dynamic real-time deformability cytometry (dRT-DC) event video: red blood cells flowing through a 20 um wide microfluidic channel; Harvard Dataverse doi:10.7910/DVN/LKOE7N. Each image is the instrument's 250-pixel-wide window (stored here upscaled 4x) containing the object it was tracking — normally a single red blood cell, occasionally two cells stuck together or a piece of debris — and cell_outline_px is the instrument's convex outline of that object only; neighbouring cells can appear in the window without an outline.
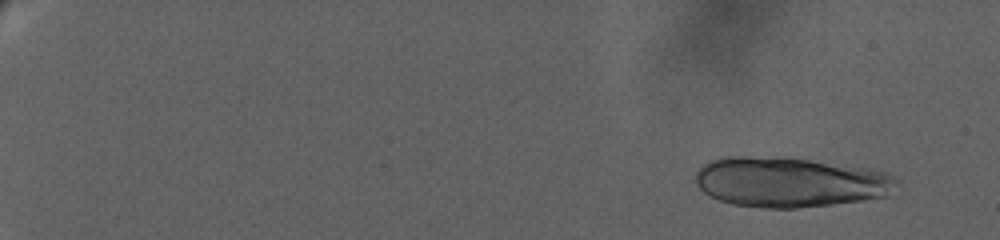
{"species": "human", "species_latin": "Homo sapiens", "temperature_condition": "warm", "stored_images_in_passage": 35, "camera_frame_rate_fps": 3000, "um_per_image_px": 0.085, "donor": {"sex": "female"}, "frame": {"image": 1, "passage_image": 3, "time_ms": 1.333, "image_size_px": [1000, 240], "cell_outline_px": [[900, 180], [888, 196], [832, 204], [796, 208], [764, 208], [732, 204], [720, 200], [704, 192], [696, 184], [696, 172], [704, 164], [712, 160], [724, 156], [784, 156], [864, 168], [884, 172]], "centroid_in_image_um": [67.11, 15.47], "position_along_channel_um": 17.9, "area_um2": 58.61}}
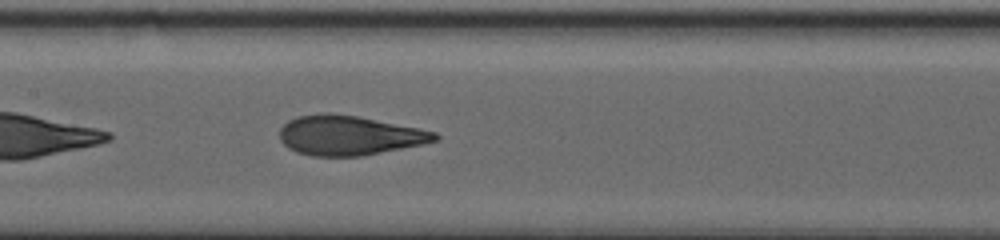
{"frame": {"image": 2, "passage_image": 20, "time_ms": 13.333, "image_size_px": [1000, 240], "cell_outline_px": [[440, 140], [424, 144], [360, 156], [312, 156], [296, 152], [288, 148], [280, 140], [280, 128], [288, 120], [296, 116], [320, 112], [328, 112], [356, 116], [420, 128], [436, 132], [440, 136]], "centroid_in_image_um": [29.67, 11.5], "position_along_channel_um": 177.7, "area_um2": 36.07}}
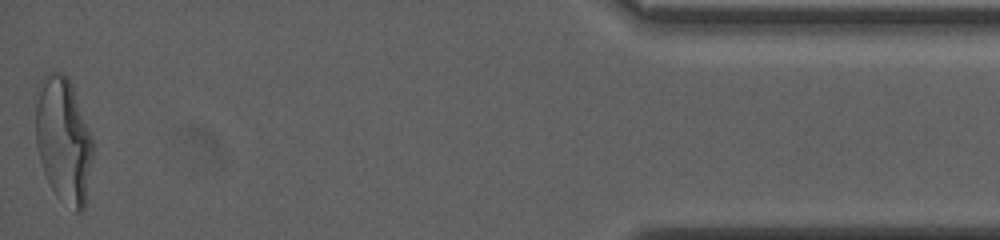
{"frame": {"image": 3, "passage_image": 35, "time_ms": 23.667, "image_size_px": [1000, 240], "cell_outline_px": [[92, 156], [84, 208], [80, 212], [76, 212], [56, 196], [44, 172], [40, 160], [36, 144], [36, 104], [40, 80], [44, 76], [52, 72], [60, 72], [68, 76], [92, 136]], "centroid_in_image_um": [5.39, 11.9], "position_along_channel_um": 429.8, "area_um2": 41.33}, "authors_computed_cell_mechanics": {"area_um2": 39.593, "velocity_mm_per_s": 3.0543, "shape_relaxation_time_tau1_ms": 7.1597, "shape_relaxation_time_tau2_ms": 0.7959, "deformation_change_tau1": 0.2476, "deformation_change_tau2": 0.0654}}